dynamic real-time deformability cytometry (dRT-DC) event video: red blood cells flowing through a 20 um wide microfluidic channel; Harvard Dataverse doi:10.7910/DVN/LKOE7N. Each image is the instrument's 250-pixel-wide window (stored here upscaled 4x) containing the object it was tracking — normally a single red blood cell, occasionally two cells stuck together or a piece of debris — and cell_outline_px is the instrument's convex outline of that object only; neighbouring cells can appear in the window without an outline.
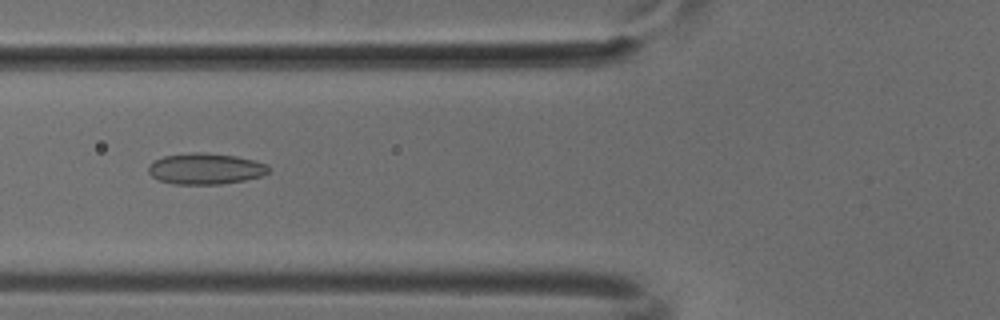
{"species": "common noctule bat (a hibernating species)", "species_latin": "Nyctalus noctula", "temperature_condition": "cold", "stored_images_in_passage": 49, "camera_frame_rate_fps": 3000, "um_per_image_px": 0.085, "animal": {"sex": "male", "body_mass_g": 18.8}, "frame": {"image": 1, "passage_image": 18, "time_ms": 5.667, "image_size_px": [1000, 320], "cell_outline_px": [[268, 172], [264, 176], [244, 180], [220, 184], [172, 184], [160, 180], [152, 176], [148, 172], [148, 164], [164, 156], [192, 152], [204, 152], [236, 156], [268, 164]], "centroid_in_image_um": [17.46, 14.34], "position_along_channel_um": 108.3, "area_um2": 21.79}}
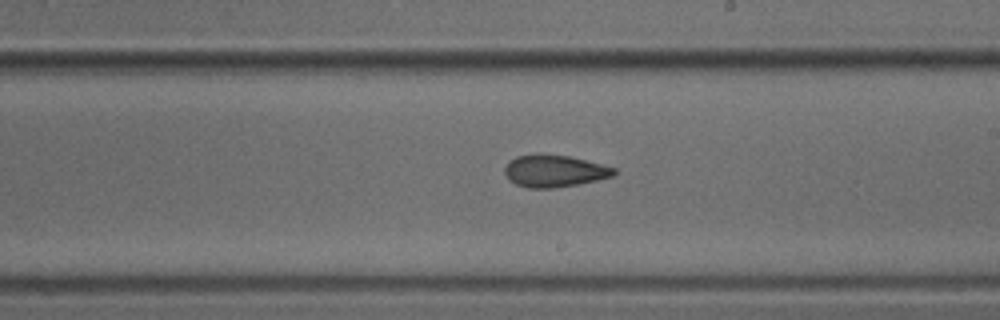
{"frame": {"image": 2, "passage_image": 28, "time_ms": 9.0, "image_size_px": [1000, 320], "cell_outline_px": [[616, 172], [612, 176], [596, 180], [576, 184], [552, 188], [528, 188], [516, 184], [508, 180], [504, 172], [504, 168], [508, 160], [516, 156], [568, 156], [616, 168]], "centroid_in_image_um": [47.08, 14.56], "position_along_channel_um": 241.9, "area_um2": 19.83}}
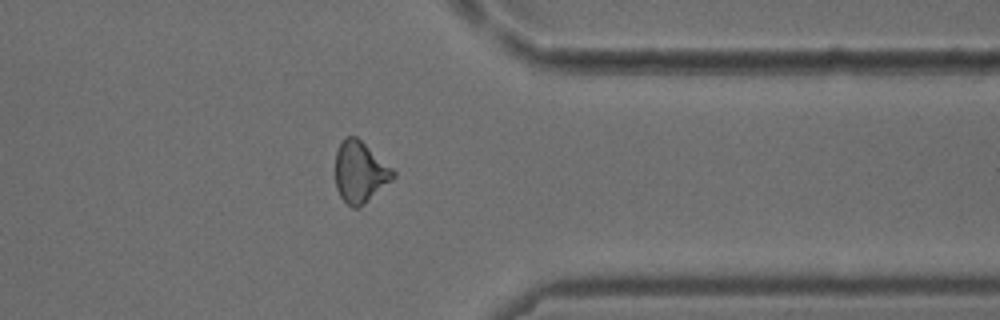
{"frame": {"image": 3, "passage_image": 39, "time_ms": 12.667, "image_size_px": [1000, 320], "cell_outline_px": [[396, 176], [392, 180], [360, 208], [352, 208], [340, 196], [336, 188], [336, 152], [340, 144], [348, 136], [356, 136], [392, 168], [396, 172]], "centroid_in_image_um": [30.61, 14.65], "position_along_channel_um": 380.8, "area_um2": 20.4}}